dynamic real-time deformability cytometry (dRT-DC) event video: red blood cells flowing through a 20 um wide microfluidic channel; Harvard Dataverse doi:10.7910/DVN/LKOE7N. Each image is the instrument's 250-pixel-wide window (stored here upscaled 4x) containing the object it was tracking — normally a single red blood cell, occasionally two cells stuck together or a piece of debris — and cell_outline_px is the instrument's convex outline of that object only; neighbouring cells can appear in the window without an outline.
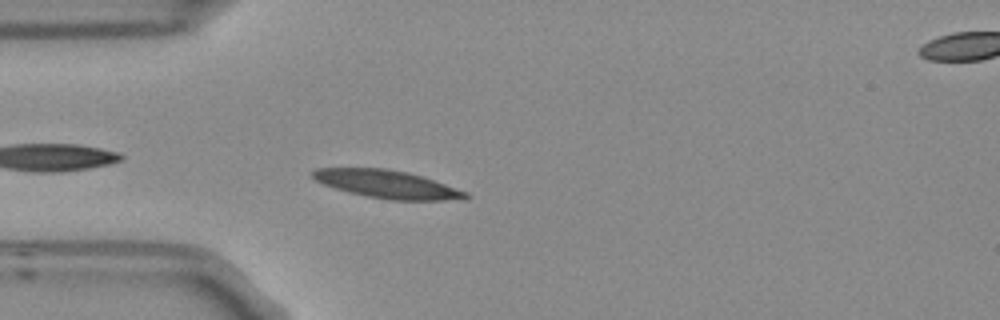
{"species": "Egyptian fruit bat (a non-hibernating species)", "species_latin": "Rousettus aegyptiacus", "temperature_condition": "room temperature", "stored_images_in_passage": 6, "segment_of_instrument_passage": [1, 2], "camera_frame_rate_fps": 3000, "um_per_image_px": 0.085, "frame": {"image": 1, "passage_image": 5, "time_ms": 1.333, "image_size_px": [1000, 320], "cell_outline_px": [[472, 196], [464, 200], [392, 200], [368, 196], [348, 192], [324, 184], [316, 180], [312, 176], [312, 172], [316, 168], [384, 168], [408, 172], [468, 192]], "centroid_in_image_um": [32.95, 15.66], "position_along_channel_um": 52.1, "area_um2": 24.68}}